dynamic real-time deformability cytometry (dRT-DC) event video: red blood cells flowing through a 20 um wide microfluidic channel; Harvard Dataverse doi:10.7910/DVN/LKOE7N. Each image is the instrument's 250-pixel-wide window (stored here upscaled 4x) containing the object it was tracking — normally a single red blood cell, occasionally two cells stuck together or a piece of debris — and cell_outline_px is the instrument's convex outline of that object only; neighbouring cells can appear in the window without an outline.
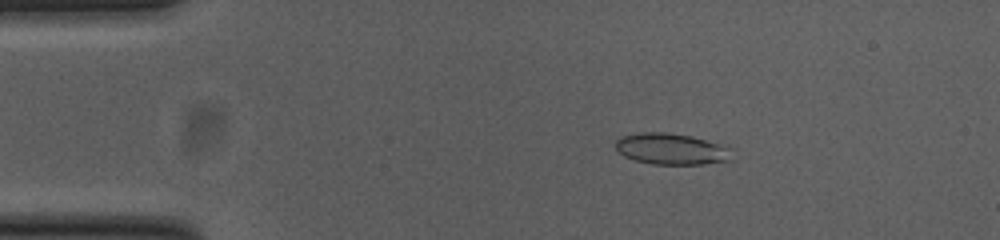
{"species": "common noctule bat (a hibernating species)", "species_latin": "Nyctalus noctula", "temperature_condition": "cold", "stored_images_in_passage": 53, "camera_frame_rate_fps": 3000, "um_per_image_px": 0.085, "animal": {"sex": "female", "body_mass_g": 23.0, "forearm_length_mm": 53.4}, "frame": {"image": 1, "passage_image": 9, "time_ms": 2.667, "image_size_px": [1000, 240], "cell_outline_px": [[736, 160], [704, 164], [652, 164], [632, 160], [624, 156], [616, 148], [616, 140], [620, 136], [640, 132], [664, 132], [692, 136], [736, 148]], "centroid_in_image_um": [57.19, 12.67], "position_along_channel_um": 27.8, "area_um2": 21.91}}
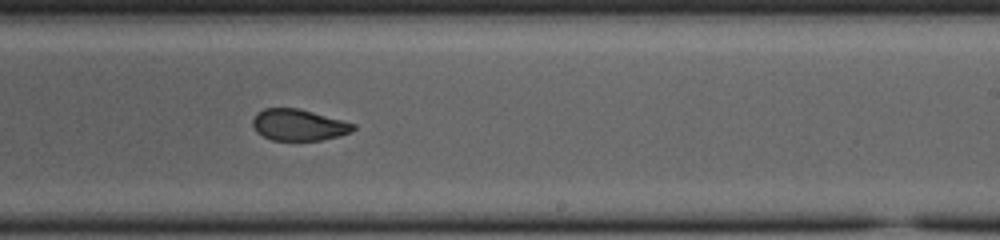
{"frame": {"image": 2, "passage_image": 32, "time_ms": 10.333, "image_size_px": [1000, 240], "cell_outline_px": [[356, 128], [352, 132], [340, 136], [320, 140], [272, 140], [256, 132], [252, 124], [252, 120], [256, 112], [264, 108], [300, 108], [356, 124]], "centroid_in_image_um": [25.39, 10.61], "position_along_channel_um": 263.6, "area_um2": 18.55}}
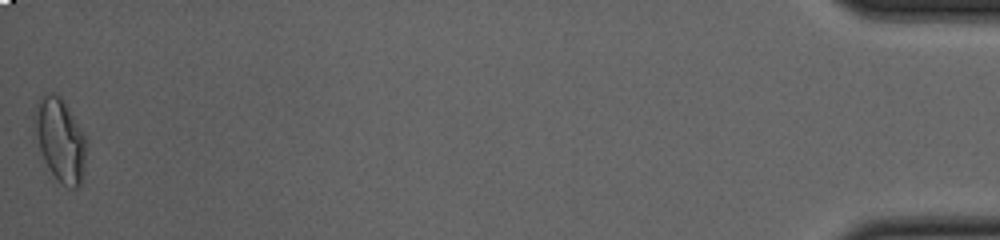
{"frame": {"image": 3, "passage_image": 53, "time_ms": 17.333, "image_size_px": [1000, 240], "cell_outline_px": [[84, 164], [80, 184], [76, 188], [68, 188], [48, 168], [44, 160], [36, 136], [32, 120], [32, 116], [40, 100], [44, 96], [52, 92], [56, 92], [64, 100], [84, 132]], "centroid_in_image_um": [5.09, 11.83], "position_along_channel_um": 430.1, "area_um2": 24.51}, "authors_computed_cell_mechanics": {"area_um2": 20.0566, "velocity_mm_per_s": 3.8054, "shape_relaxation_time_tau1_ms": 8.8534, "shape_relaxation_time_tau2_ms": 2.0056, "deformation_change_tau1": 0.195, "deformation_change_tau2": 0.0515}}